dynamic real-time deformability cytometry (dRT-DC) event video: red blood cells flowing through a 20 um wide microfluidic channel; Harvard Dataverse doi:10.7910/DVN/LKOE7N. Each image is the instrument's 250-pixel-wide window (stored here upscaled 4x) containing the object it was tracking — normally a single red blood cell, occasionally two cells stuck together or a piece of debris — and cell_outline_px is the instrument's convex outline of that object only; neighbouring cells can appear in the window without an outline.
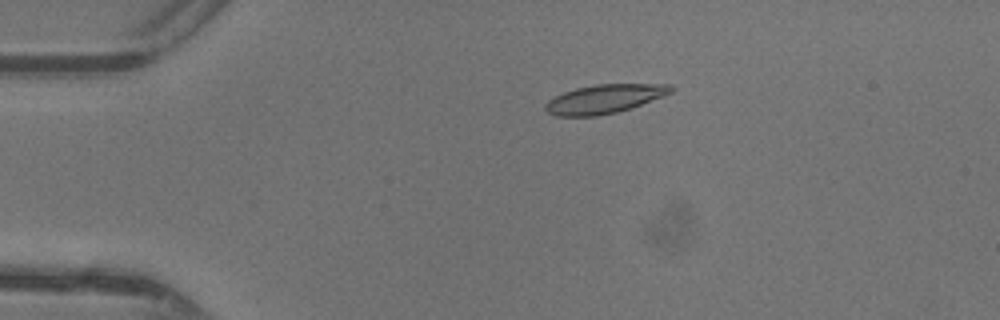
{"species": "common noctule bat (a hibernating species)", "species_latin": "Nyctalus noctula", "temperature_condition": "warm", "stored_images_in_passage": 47, "camera_frame_rate_fps": 3000, "um_per_image_px": 0.085, "animal": {"sex": "female"}, "frame": {"image": 1, "passage_image": 10, "time_ms": 3.0, "image_size_px": [1000, 320], "cell_outline_px": [[676, 88], [672, 92], [664, 96], [632, 108], [616, 112], [596, 116], [556, 116], [548, 112], [544, 108], [544, 104], [548, 100], [564, 92], [576, 88], [596, 84], [672, 84]], "centroid_in_image_um": [51.41, 8.4], "position_along_channel_um": 33.6, "area_um2": 21.21}}
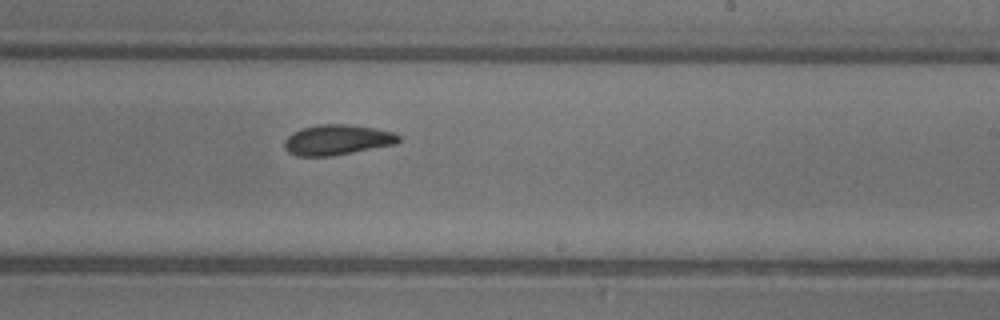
{"frame": {"image": 2, "passage_image": 29, "time_ms": 9.333, "image_size_px": [1000, 320], "cell_outline_px": [[400, 140], [396, 144], [332, 156], [296, 156], [288, 152], [284, 148], [284, 140], [292, 132], [304, 128], [320, 124], [344, 124], [372, 128], [392, 132], [400, 136]], "centroid_in_image_um": [28.63, 11.9], "position_along_channel_um": 260.4, "area_um2": 20.06}}
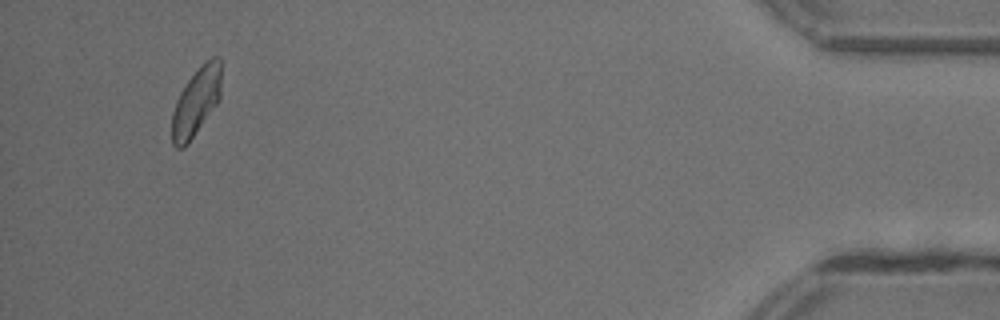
{"frame": {"image": 3, "passage_image": 45, "time_ms": 14.667, "image_size_px": [1000, 320], "cell_outline_px": [[220, 100], [188, 144], [184, 148], [176, 148], [172, 144], [172, 112], [176, 100], [180, 92], [188, 80], [212, 56], [220, 56]], "centroid_in_image_um": [16.66, 8.7], "position_along_channel_um": 418.5, "area_um2": 19.36}, "authors_computed_cell_mechanics": {"area_um2": 20.1144, "velocity_mm_per_s": 4.3682, "shape_relaxation_time_tau1_ms": null, "shape_relaxation_time_tau2_ms": 1.9957, "deformation_change_tau1": null, "deformation_change_tau2": 0.0746}}